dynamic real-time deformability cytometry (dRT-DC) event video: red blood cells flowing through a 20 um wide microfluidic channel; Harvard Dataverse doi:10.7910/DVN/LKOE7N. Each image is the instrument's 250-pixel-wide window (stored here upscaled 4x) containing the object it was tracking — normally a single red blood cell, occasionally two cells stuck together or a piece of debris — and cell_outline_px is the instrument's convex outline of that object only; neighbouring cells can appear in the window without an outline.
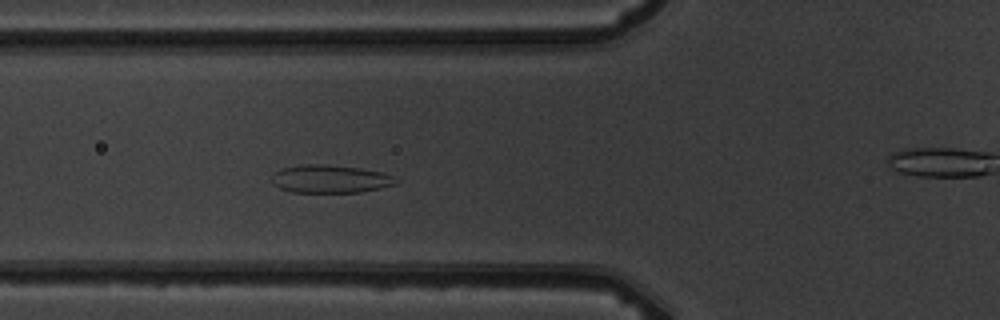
{"species": "common noctule bat (a hibernating species)", "species_latin": "Nyctalus noctula", "temperature_condition": "warm", "stored_images_in_passage": 5, "camera_frame_rate_fps": 3000, "um_per_image_px": 0.085, "animal": {"sex": "male", "body_mass_g": 19.5, "forearm_length_mm": 54.6}, "frame": {"image": 1, "passage_image": 4, "time_ms": 3.333, "image_size_px": [1000, 320], "cell_outline_px": [[400, 180], [396, 184], [380, 188], [360, 192], [292, 192], [280, 188], [272, 184], [272, 176], [280, 168], [300, 164], [324, 164], [360, 168], [380, 172], [392, 176]], "centroid_in_image_um": [28.05, 15.2], "position_along_channel_um": 97.8, "area_um2": 20.29}}